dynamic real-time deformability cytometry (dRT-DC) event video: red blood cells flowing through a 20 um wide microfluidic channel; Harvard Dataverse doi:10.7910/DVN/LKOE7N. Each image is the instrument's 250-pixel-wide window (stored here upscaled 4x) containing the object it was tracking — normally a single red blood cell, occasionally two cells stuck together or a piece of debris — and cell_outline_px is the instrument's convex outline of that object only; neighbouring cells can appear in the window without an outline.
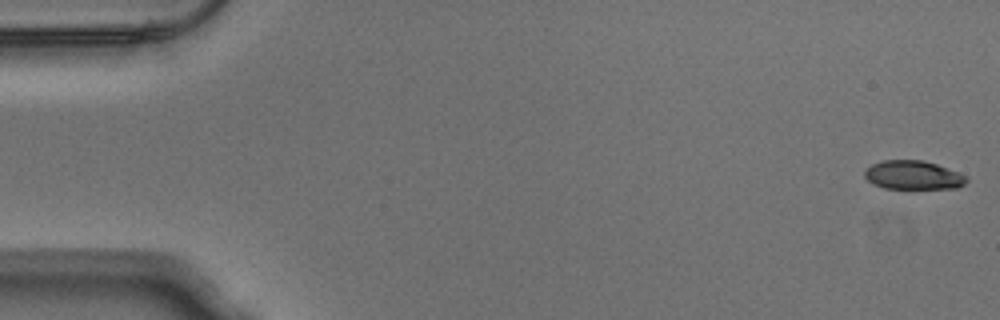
{"species": "Egyptian fruit bat (a non-hibernating species)", "species_latin": "Rousettus aegyptiacus", "temperature_condition": "warm", "stored_images_in_passage": 16, "camera_frame_rate_fps": 3000, "um_per_image_px": 0.085, "animal": {"sex": "male"}, "frame": {"image": 1, "passage_image": 1, "time_ms": 0.0, "image_size_px": [1000, 320], "cell_outline_px": [[968, 180], [964, 184], [956, 188], [884, 188], [868, 180], [864, 176], [864, 172], [872, 164], [884, 160], [924, 160], [936, 164], [968, 176]], "centroid_in_image_um": [77.64, 14.88], "position_along_channel_um": 7.4, "area_um2": 16.88}}
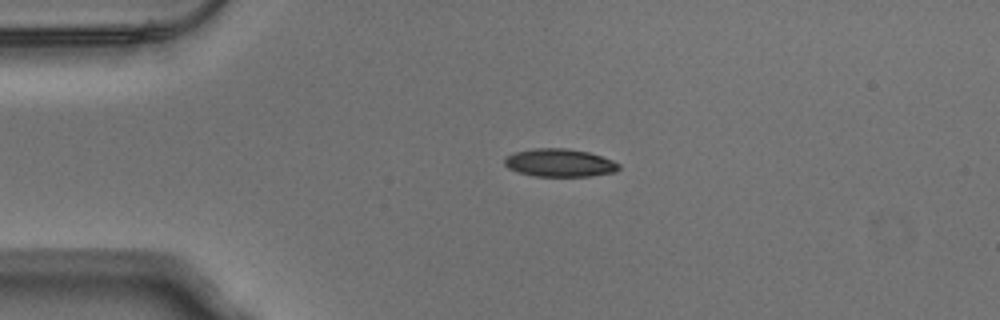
{"frame": {"image": 2, "passage_image": 12, "time_ms": 3.667, "image_size_px": [1000, 320], "cell_outline_px": [[620, 168], [616, 172], [592, 176], [532, 176], [508, 168], [504, 164], [504, 160], [508, 156], [516, 152], [536, 148], [564, 148], [588, 152], [612, 160], [620, 164]], "centroid_in_image_um": [47.6, 13.85], "position_along_channel_um": 37.4, "area_um2": 18.5}}